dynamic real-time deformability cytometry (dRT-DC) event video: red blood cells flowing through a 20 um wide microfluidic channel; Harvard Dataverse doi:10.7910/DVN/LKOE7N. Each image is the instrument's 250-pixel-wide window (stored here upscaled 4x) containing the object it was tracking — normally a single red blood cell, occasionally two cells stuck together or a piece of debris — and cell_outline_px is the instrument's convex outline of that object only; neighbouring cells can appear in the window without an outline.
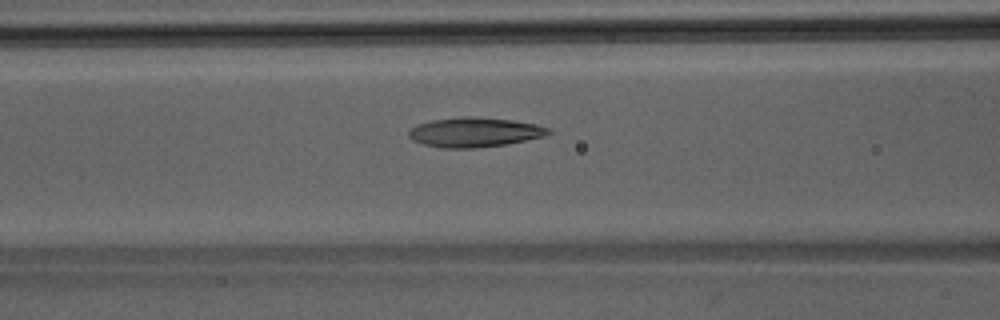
{"species": "Egyptian fruit bat (a non-hibernating species)", "species_latin": "Rousettus aegyptiacus", "temperature_condition": "room temperature", "stored_images_in_passage": 45, "camera_frame_rate_fps": 3000, "um_per_image_px": 0.085, "animal": {"sex": "male"}, "frame": {"image": 1, "passage_image": 19, "time_ms": 6.0, "image_size_px": [1000, 320], "cell_outline_px": [[552, 132], [544, 136], [504, 144], [476, 148], [444, 148], [424, 144], [412, 140], [408, 136], [408, 132], [416, 124], [432, 120], [512, 120], [536, 124], [552, 128]], "centroid_in_image_um": [40.35, 11.29], "position_along_channel_um": 126.2, "area_um2": 22.77}}
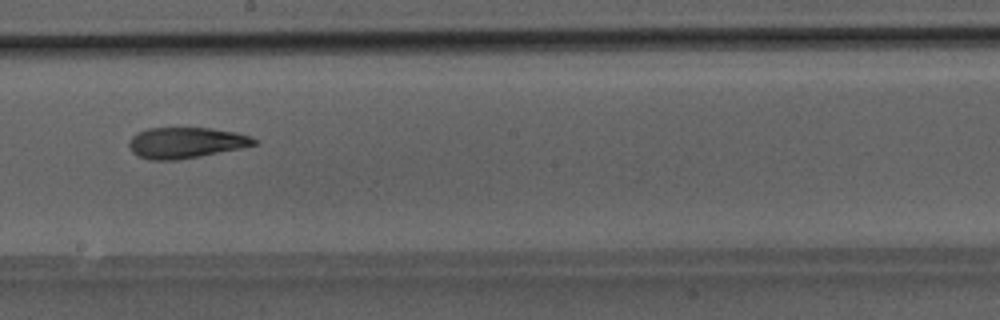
{"frame": {"image": 2, "passage_image": 26, "time_ms": 8.333, "image_size_px": [1000, 320], "cell_outline_px": [[260, 140], [256, 144], [240, 148], [200, 156], [176, 160], [148, 160], [136, 156], [132, 152], [128, 144], [128, 140], [136, 132], [148, 128], [212, 128], [236, 132]], "centroid_in_image_um": [15.75, 12.13], "position_along_channel_um": 232.5, "area_um2": 22.66}}
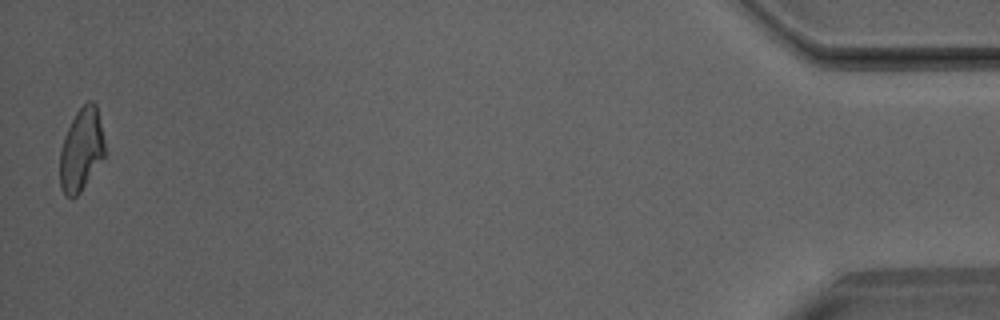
{"frame": {"image": 3, "passage_image": 45, "time_ms": 14.667, "image_size_px": [1000, 320], "cell_outline_px": [[104, 156], [80, 192], [72, 200], [64, 196], [60, 188], [60, 148], [64, 136], [76, 112], [88, 100], [92, 100], [96, 104], [104, 136]], "centroid_in_image_um": [6.89, 12.74], "position_along_channel_um": 428.3, "area_um2": 21.68}}